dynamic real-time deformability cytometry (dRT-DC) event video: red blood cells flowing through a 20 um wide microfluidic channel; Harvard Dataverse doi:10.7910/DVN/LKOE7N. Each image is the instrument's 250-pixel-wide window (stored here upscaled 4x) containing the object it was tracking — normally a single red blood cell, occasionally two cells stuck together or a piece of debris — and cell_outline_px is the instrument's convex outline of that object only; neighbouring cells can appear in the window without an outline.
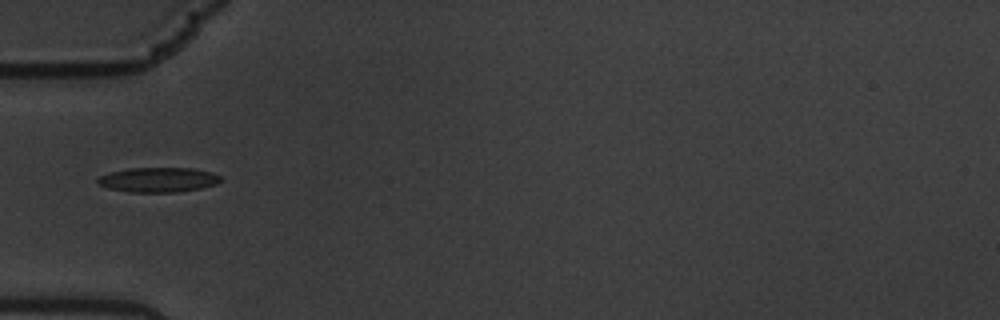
{"species": "common noctule bat (a hibernating species)", "species_latin": "Nyctalus noctula", "temperature_condition": "warm", "stored_images_in_passage": 41, "camera_frame_rate_fps": 3000, "um_per_image_px": 0.085, "animal": {"sex": "male", "body_mass_g": 19.5, "forearm_length_mm": 54.6}, "frame": {"image": 1, "passage_image": 1, "time_ms": 0.0, "image_size_px": [1000, 320], "cell_outline_px": [[220, 180], [216, 184], [200, 188], [176, 192], [132, 192], [108, 188], [96, 184], [96, 180], [100, 176], [112, 172], [128, 168], [192, 168], [212, 172], [220, 176]], "centroid_in_image_um": [13.43, 15.28], "position_along_channel_um": 71.6, "area_um2": 17.63}}
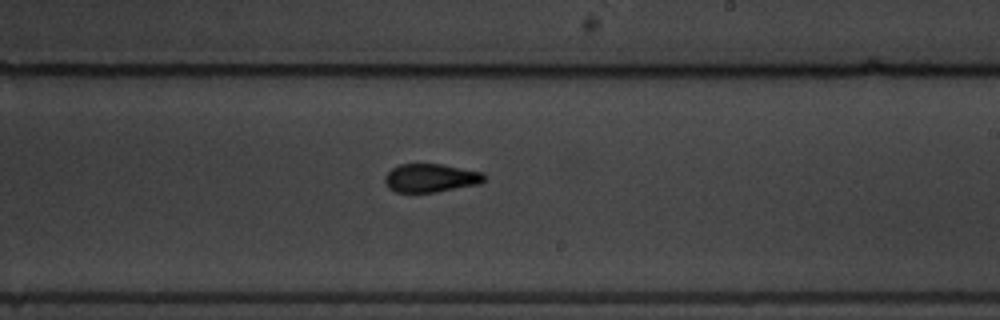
{"frame": {"image": 2, "passage_image": 17, "time_ms": 5.333, "image_size_px": [1000, 320], "cell_outline_px": [[488, 176], [480, 184], [436, 192], [396, 192], [388, 188], [384, 184], [384, 176], [392, 168], [400, 164], [440, 164], [484, 172]], "centroid_in_image_um": [36.62, 15.13], "position_along_channel_um": 252.4, "area_um2": 16.65}}
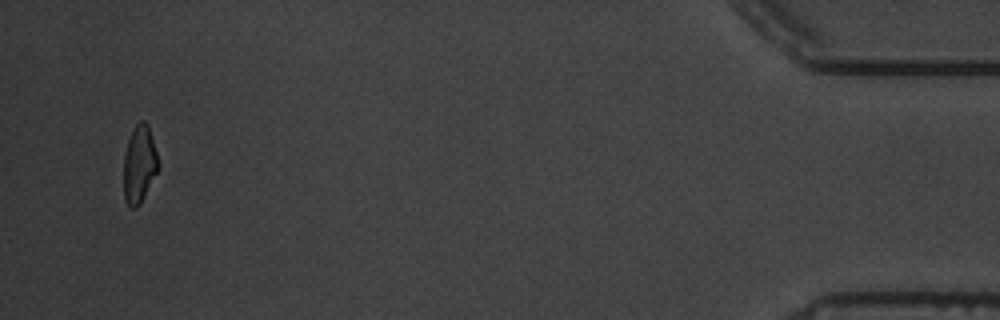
{"frame": {"image": 3, "passage_image": 39, "time_ms": 12.667, "image_size_px": [1000, 320], "cell_outline_px": [[160, 164], [140, 204], [136, 208], [132, 208], [124, 200], [124, 156], [128, 140], [136, 124], [140, 120], [144, 120], [148, 124]], "centroid_in_image_um": [11.84, 13.95], "position_along_channel_um": 423.4, "area_um2": 15.43}, "authors_computed_cell_mechanics": {"area_um2": 16.6464, "velocity_mm_per_s": 3.3898, "shape_relaxation_time_tau1_ms": 5.8501, "shape_relaxation_time_tau2_ms": 2.5765, "deformation_change_tau1": 0.1795, "deformation_change_tau2": 0.0911}}